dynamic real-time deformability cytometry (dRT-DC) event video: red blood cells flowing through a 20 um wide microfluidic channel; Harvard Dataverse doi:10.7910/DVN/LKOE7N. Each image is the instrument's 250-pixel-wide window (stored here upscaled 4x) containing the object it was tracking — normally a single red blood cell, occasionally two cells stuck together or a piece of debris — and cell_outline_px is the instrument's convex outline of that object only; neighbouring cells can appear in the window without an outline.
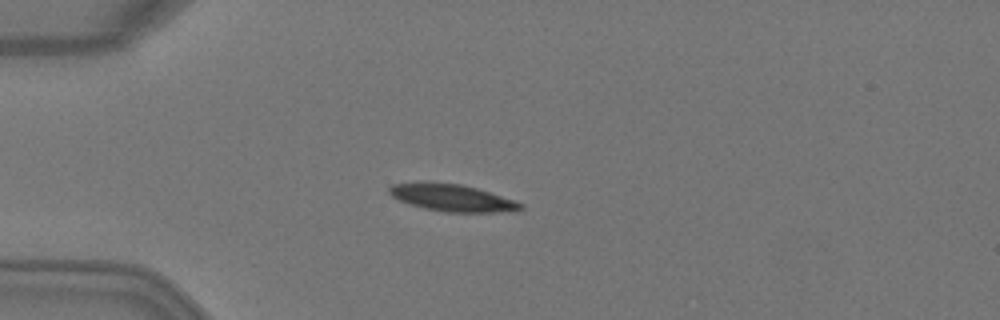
{"species": "Egyptian fruit bat (a non-hibernating species)", "species_latin": "Rousettus aegyptiacus", "temperature_condition": "warm", "stored_images_in_passage": 3, "camera_frame_rate_fps": 3000, "um_per_image_px": 0.085, "animal": {"sex": "female"}, "frame": {"image": 1, "passage_image": 2, "time_ms": 0.333, "image_size_px": [1000, 320], "cell_outline_px": [[524, 208], [516, 212], [444, 212], [424, 208], [408, 204], [392, 196], [388, 192], [388, 188], [392, 184], [460, 184], [476, 188], [524, 204]], "centroid_in_image_um": [38.49, 16.86], "position_along_channel_um": 46.5, "area_um2": 20.06}}